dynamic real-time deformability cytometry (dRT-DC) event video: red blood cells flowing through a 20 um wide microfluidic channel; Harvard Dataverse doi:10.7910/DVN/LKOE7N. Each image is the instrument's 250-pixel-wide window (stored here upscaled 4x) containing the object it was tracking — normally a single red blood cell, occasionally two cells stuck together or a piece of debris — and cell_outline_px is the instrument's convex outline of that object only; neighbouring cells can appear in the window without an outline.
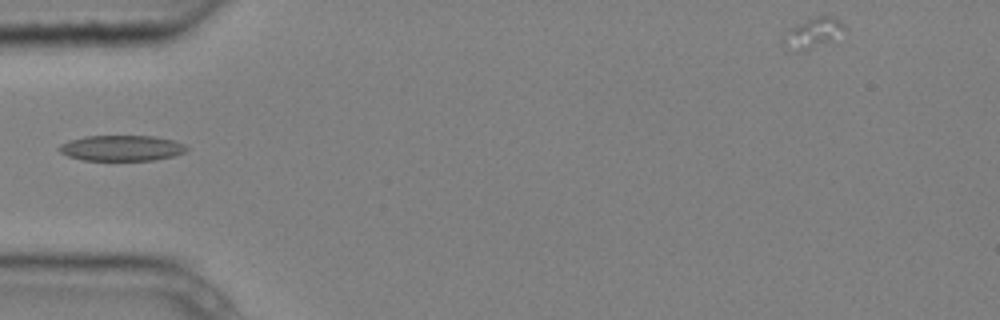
{"species": "common noctule bat (a hibernating species)", "species_latin": "Nyctalus noctula", "temperature_condition": "cold", "stored_images_in_passage": 3, "camera_frame_rate_fps": 3000, "um_per_image_px": 0.085, "animal": {"sex": "male", "body_mass_g": 20.4}, "frame": {"image": 1, "passage_image": 3, "time_ms": 0.667, "image_size_px": [1000, 320], "cell_outline_px": [[188, 148], [184, 152], [172, 156], [156, 160], [80, 160], [68, 156], [60, 152], [56, 148], [60, 144], [68, 140], [84, 136], [152, 136], [172, 140], [184, 144]], "centroid_in_image_um": [10.27, 12.59], "position_along_channel_um": 74.7, "area_um2": 19.07}}